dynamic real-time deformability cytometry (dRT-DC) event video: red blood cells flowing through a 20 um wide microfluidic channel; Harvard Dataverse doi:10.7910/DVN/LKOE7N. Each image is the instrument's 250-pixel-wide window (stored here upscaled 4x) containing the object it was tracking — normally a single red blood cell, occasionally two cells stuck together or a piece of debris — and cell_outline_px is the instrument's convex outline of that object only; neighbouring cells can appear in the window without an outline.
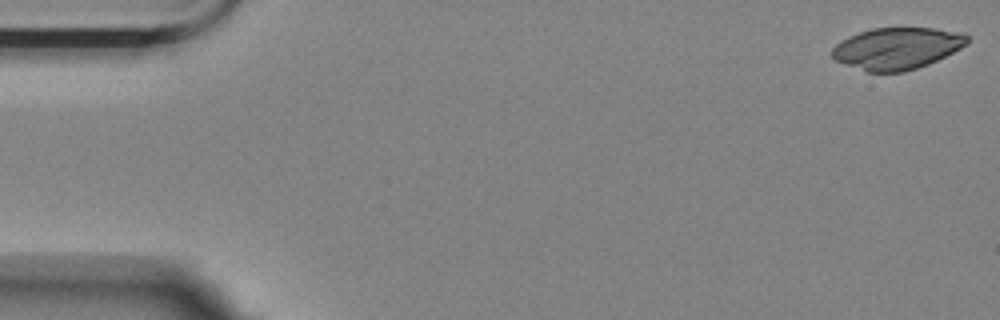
{"species": "Egyptian fruit bat (a non-hibernating species)", "species_latin": "Rousettus aegyptiacus", "temperature_condition": "room temperature", "stored_images_in_passage": 11, "camera_frame_rate_fps": 3000, "um_per_image_px": 0.085, "animal": {"sex": "female"}, "frame": {"image": 1, "passage_image": 1, "time_ms": 0.0, "image_size_px": [1000, 320], "cell_outline_px": [[968, 44], [928, 64], [904, 72], [868, 72], [836, 60], [832, 56], [832, 48], [836, 44], [848, 36], [872, 28], [936, 28], [964, 32], [968, 36]], "centroid_in_image_um": [76.27, 4.1], "position_along_channel_um": 8.7, "area_um2": 32.71}}